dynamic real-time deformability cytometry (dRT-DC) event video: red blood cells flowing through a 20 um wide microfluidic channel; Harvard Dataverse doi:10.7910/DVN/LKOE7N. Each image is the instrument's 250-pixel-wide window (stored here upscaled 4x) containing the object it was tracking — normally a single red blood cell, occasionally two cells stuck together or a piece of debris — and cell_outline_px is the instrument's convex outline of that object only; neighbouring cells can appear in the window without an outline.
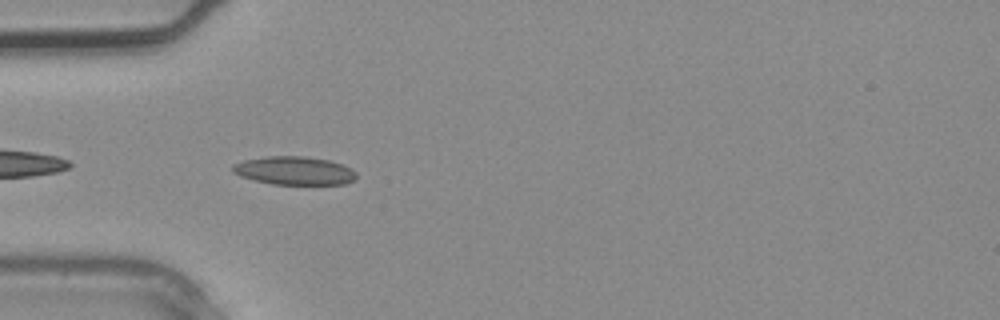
{"species": "common noctule bat (a hibernating species)", "species_latin": "Nyctalus noctula", "temperature_condition": "warm", "stored_images_in_passage": 3, "camera_frame_rate_fps": 3000, "um_per_image_px": 0.085, "animal": {"sex": "male", "body_mass_g": 20.4}, "frame": {"image": 1, "passage_image": 3, "time_ms": 0.667, "image_size_px": [1000, 320], "cell_outline_px": [[356, 176], [352, 180], [344, 184], [272, 184], [240, 176], [232, 172], [232, 164], [244, 160], [268, 156], [304, 156], [328, 160], [344, 164], [352, 168], [356, 172]], "centroid_in_image_um": [25.02, 14.5], "position_along_channel_um": 60.0, "area_um2": 20.4}}